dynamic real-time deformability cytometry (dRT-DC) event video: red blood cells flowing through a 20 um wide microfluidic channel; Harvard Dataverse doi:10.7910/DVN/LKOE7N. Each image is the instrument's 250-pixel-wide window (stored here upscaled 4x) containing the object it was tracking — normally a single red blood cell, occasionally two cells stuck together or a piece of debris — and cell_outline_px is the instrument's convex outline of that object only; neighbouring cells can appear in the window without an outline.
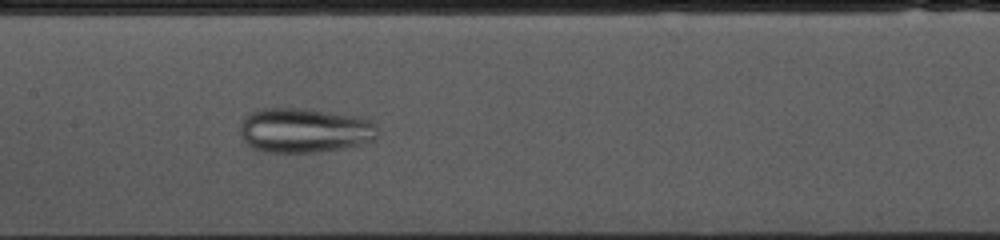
{"species": "common noctule bat (a hibernating species)", "species_latin": "Nyctalus noctula", "temperature_condition": "cold", "stored_images_in_passage": 47, "camera_frame_rate_fps": 3000, "um_per_image_px": 0.085, "animal": {"sex": "female", "body_mass_g": 10.0, "forearm_length_mm": 53.1}, "frame": {"image": 1, "passage_image": 25, "time_ms": 8.0, "image_size_px": [1000, 240], "cell_outline_px": [[348, 124], [344, 140], [336, 144], [316, 148], [264, 148], [256, 144], [248, 136], [248, 120], [252, 116], [264, 112], [304, 112], [348, 120]], "centroid_in_image_um": [25.15, 11.06], "position_along_channel_um": 182.3, "area_um2": 22.72}}
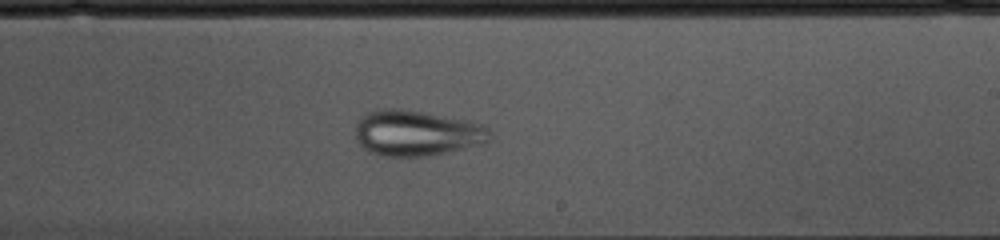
{"frame": {"image": 2, "passage_image": 31, "time_ms": 10.0, "image_size_px": [1000, 240], "cell_outline_px": [[456, 128], [448, 144], [440, 148], [428, 152], [384, 152], [372, 148], [360, 136], [360, 128], [372, 116], [388, 112], [396, 112], [424, 116], [452, 124]], "centroid_in_image_um": [34.5, 11.3], "position_along_channel_um": 254.5, "area_um2": 21.73}}
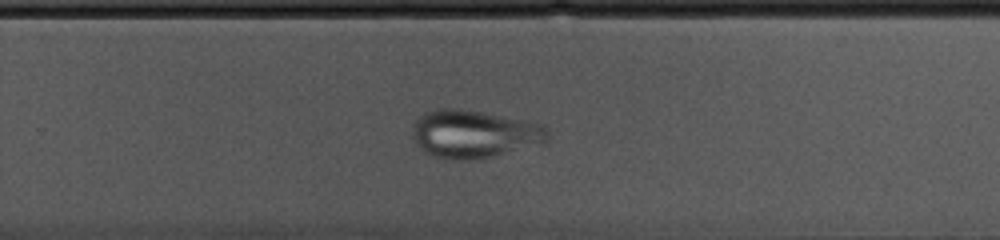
{"frame": {"image": 3, "passage_image": 34, "time_ms": 11.0, "image_size_px": [1000, 240], "cell_outline_px": [[500, 124], [488, 152], [472, 156], [452, 156], [436, 152], [428, 148], [424, 144], [420, 136], [420, 128], [428, 116], [440, 112], [456, 112], [476, 116], [492, 120]], "centroid_in_image_um": [38.96, 11.38], "position_along_channel_um": 290.8, "area_um2": 20.0}}